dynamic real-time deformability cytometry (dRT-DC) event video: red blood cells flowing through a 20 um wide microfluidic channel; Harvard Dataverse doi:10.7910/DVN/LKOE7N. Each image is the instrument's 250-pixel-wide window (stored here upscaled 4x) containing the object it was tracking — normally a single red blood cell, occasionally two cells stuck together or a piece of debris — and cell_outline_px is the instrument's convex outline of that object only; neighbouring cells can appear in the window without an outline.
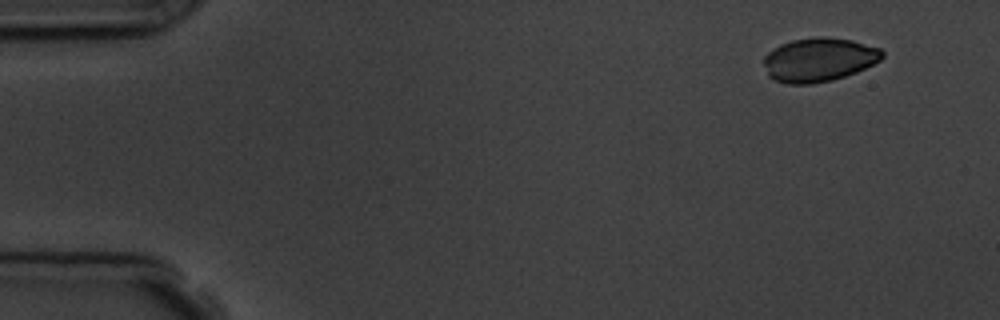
{"species": "common noctule bat (a hibernating species)", "species_latin": "Nyctalus noctula", "temperature_condition": "room temperature", "stored_images_in_passage": 4, "camera_frame_rate_fps": 3000, "um_per_image_px": 0.085, "animal": {"sex": "male", "body_mass_g": 19.5, "forearm_length_mm": 54.6}, "frame": {"image": 1, "passage_image": 1, "time_ms": 0.0, "image_size_px": [1000, 320], "cell_outline_px": [[884, 56], [880, 60], [856, 72], [832, 80], [812, 84], [788, 84], [776, 80], [768, 76], [764, 64], [764, 56], [772, 48], [780, 44], [792, 40], [820, 36], [824, 36], [852, 40], [880, 48], [884, 52]], "centroid_in_image_um": [69.59, 5.07], "position_along_channel_um": 15.4, "area_um2": 30.29}}